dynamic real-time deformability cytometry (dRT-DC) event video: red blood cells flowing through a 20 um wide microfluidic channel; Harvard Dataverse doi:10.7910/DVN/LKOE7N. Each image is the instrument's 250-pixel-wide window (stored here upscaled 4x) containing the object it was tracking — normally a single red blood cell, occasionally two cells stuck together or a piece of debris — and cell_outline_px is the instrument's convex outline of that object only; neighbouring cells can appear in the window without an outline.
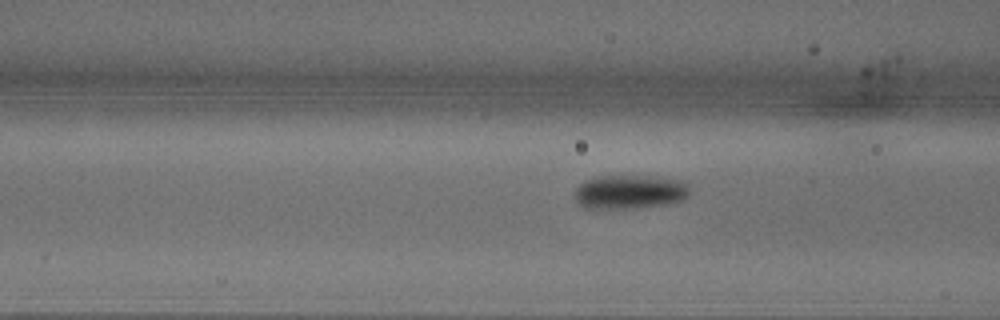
{"species": "common noctule bat (a hibernating species)", "species_latin": "Nyctalus noctula", "temperature_condition": "warm", "stored_images_in_passage": 39, "camera_frame_rate_fps": 3000, "um_per_image_px": 0.085, "animal": {"sex": "male", "body_mass_g": 18.8}, "frame": {"image": 1, "passage_image": 9, "time_ms": 2.667, "image_size_px": [1000, 320], "cell_outline_px": [[688, 196], [684, 200], [668, 204], [636, 208], [584, 208], [576, 200], [576, 188], [584, 180], [596, 176], [636, 176], [684, 180], [688, 184]], "centroid_in_image_um": [53.54, 16.31], "position_along_channel_um": 113.1, "area_um2": 22.72}}
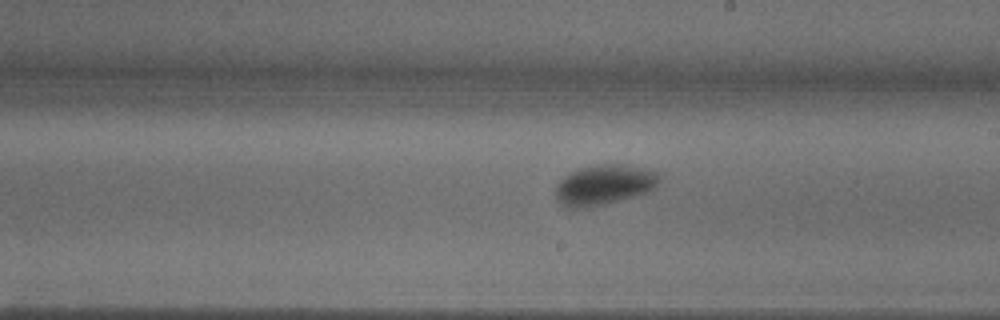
{"frame": {"image": 2, "passage_image": 19, "time_ms": 6.0, "image_size_px": [1000, 320], "cell_outline_px": [[660, 180], [648, 192], [604, 204], [588, 208], [568, 208], [560, 204], [556, 196], [556, 184], [568, 172], [580, 168], [596, 164], [628, 164], [652, 168], [660, 172]], "centroid_in_image_um": [51.37, 15.68], "position_along_channel_um": 237.6, "area_um2": 24.74}}
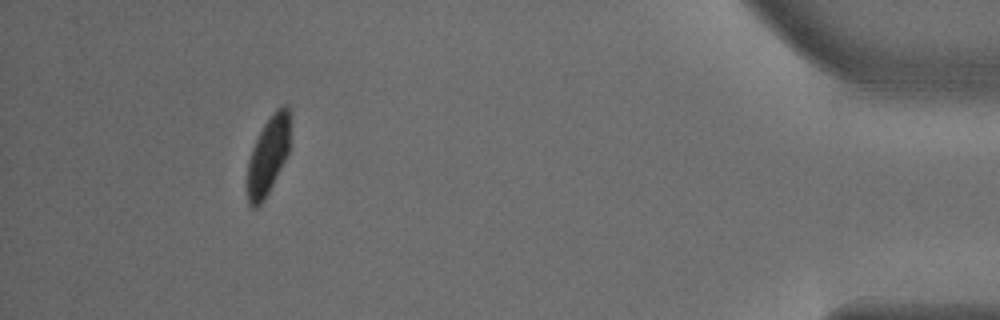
{"frame": {"image": 3, "passage_image": 38, "time_ms": 12.333, "image_size_px": [1000, 320], "cell_outline_px": [[288, 152], [264, 200], [256, 208], [252, 208], [248, 204], [248, 160], [252, 148], [264, 124], [272, 112], [276, 108], [284, 104], [288, 104]], "centroid_in_image_um": [22.76, 13.21], "position_along_channel_um": 412.4, "area_um2": 18.9}}